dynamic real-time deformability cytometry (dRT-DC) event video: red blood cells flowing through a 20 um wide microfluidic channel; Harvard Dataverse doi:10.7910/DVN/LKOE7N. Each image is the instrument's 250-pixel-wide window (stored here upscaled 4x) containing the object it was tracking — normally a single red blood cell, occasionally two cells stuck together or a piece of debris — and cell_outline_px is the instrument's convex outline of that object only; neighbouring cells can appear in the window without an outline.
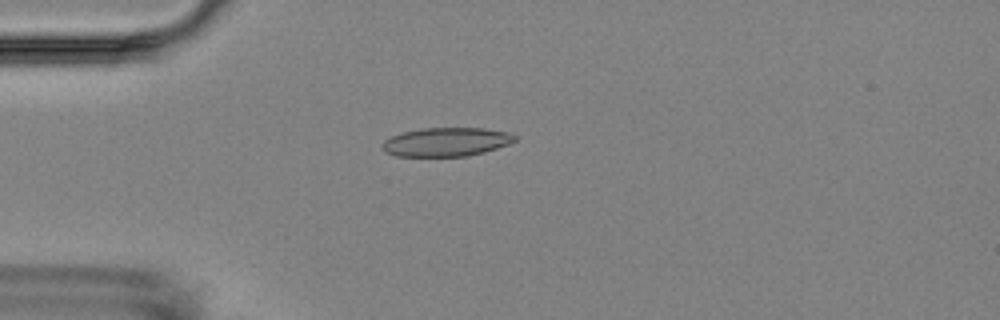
{"species": "Egyptian fruit bat (a non-hibernating species)", "species_latin": "Rousettus aegyptiacus", "temperature_condition": "room temperature", "stored_images_in_passage": 6, "camera_frame_rate_fps": 3000, "um_per_image_px": 0.085, "animal": {"sex": "female"}, "frame": {"image": 1, "passage_image": 1, "time_ms": 0.0, "image_size_px": [1000, 320], "cell_outline_px": [[516, 140], [508, 144], [484, 152], [468, 156], [396, 156], [384, 152], [380, 144], [384, 140], [400, 132], [420, 128], [484, 128], [508, 132], [516, 136]], "centroid_in_image_um": [37.88, 12.06], "position_along_channel_um": 47.1, "area_um2": 22.37}}
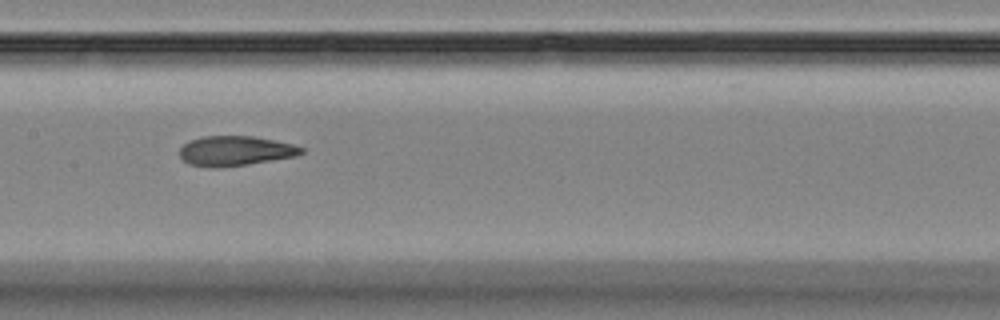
{"frame": {"image": 2, "passage_image": 5, "time_ms": 4.333, "image_size_px": [1000, 320], "cell_outline_px": [[304, 152], [296, 156], [248, 164], [216, 168], [188, 164], [180, 156], [180, 148], [188, 140], [204, 136], [252, 136], [276, 140], [292, 144], [304, 148]], "centroid_in_image_um": [19.99, 12.82], "position_along_channel_um": 187.4, "area_um2": 21.15}}
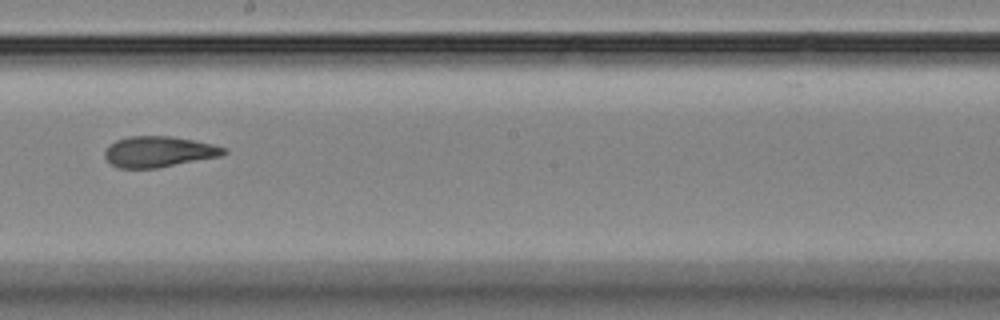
{"frame": {"image": 3, "passage_image": 6, "time_ms": 5.667, "image_size_px": [1000, 320], "cell_outline_px": [[228, 152], [220, 156], [156, 168], [120, 168], [112, 164], [104, 156], [104, 152], [108, 144], [116, 140], [128, 136], [172, 136], [212, 144], [224, 148]], "centroid_in_image_um": [13.45, 12.89], "position_along_channel_um": 234.7, "area_um2": 21.21}}